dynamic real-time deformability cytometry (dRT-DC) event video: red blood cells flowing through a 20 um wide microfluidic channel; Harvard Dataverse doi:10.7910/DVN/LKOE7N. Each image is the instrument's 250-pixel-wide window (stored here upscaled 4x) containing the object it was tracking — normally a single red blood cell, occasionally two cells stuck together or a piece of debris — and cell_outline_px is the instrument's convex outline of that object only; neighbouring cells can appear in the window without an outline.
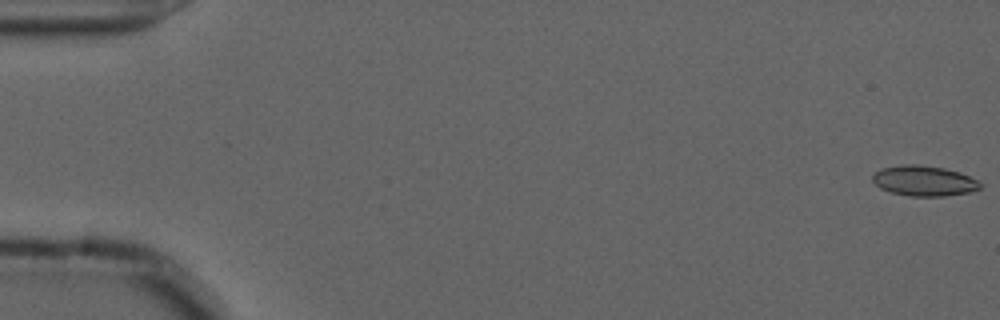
{"species": "common noctule bat (a hibernating species)", "species_latin": "Nyctalus noctula", "temperature_condition": "cold", "stored_images_in_passage": 56, "camera_frame_rate_fps": 3000, "um_per_image_px": 0.085, "animal": {"sex": "male", "forearm_length_mm": 52.5}, "frame": {"image": 1, "passage_image": 1, "time_ms": 0.0, "image_size_px": [1000, 320], "cell_outline_px": [[984, 184], [980, 188], [972, 192], [944, 196], [908, 196], [892, 192], [880, 188], [872, 180], [872, 176], [880, 168], [904, 164], [916, 164], [944, 168], [960, 172]], "centroid_in_image_um": [78.55, 15.37], "position_along_channel_um": 6.4, "area_um2": 19.07}}
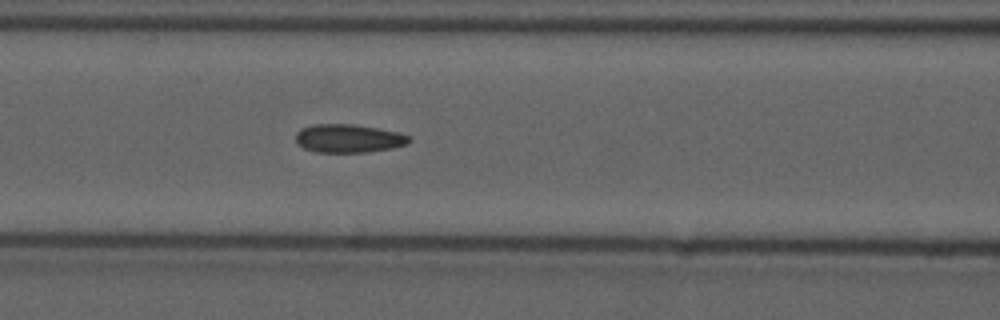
{"frame": {"image": 2, "passage_image": 24, "time_ms": 7.667, "image_size_px": [1000, 320], "cell_outline_px": [[412, 140], [408, 144], [392, 148], [368, 152], [316, 152], [304, 148], [296, 144], [296, 132], [300, 128], [312, 124], [352, 124], [400, 132], [408, 136]], "centroid_in_image_um": [29.61, 11.76], "position_along_channel_um": 137.0, "area_um2": 18.9}}
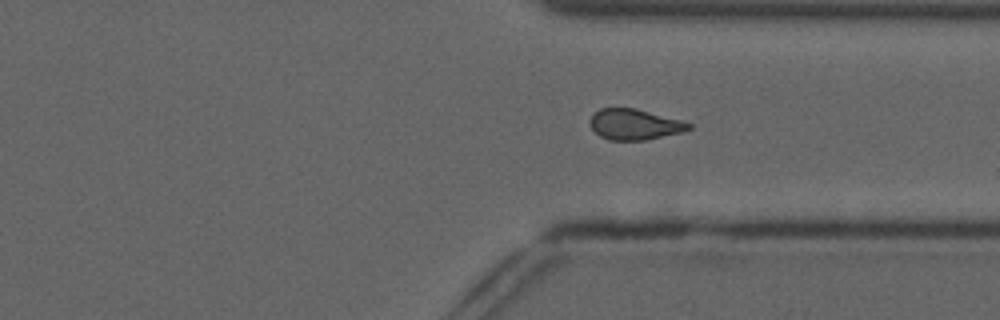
{"frame": {"image": 3, "passage_image": 42, "time_ms": 13.667, "image_size_px": [1000, 320], "cell_outline_px": [[692, 128], [684, 132], [644, 140], [608, 140], [600, 136], [592, 128], [588, 120], [600, 108], [636, 108], [684, 120], [692, 124]], "centroid_in_image_um": [53.98, 10.57], "position_along_channel_um": 357.4, "area_um2": 17.86}, "authors_computed_cell_mechanics": {"area_um2": 18.3515, "velocity_mm_per_s": 3.6808, "shape_relaxation_time_tau1_ms": null, "shape_relaxation_time_tau2_ms": 2.4158, "deformation_change_tau1": null, "deformation_change_tau2": 0.0943}}